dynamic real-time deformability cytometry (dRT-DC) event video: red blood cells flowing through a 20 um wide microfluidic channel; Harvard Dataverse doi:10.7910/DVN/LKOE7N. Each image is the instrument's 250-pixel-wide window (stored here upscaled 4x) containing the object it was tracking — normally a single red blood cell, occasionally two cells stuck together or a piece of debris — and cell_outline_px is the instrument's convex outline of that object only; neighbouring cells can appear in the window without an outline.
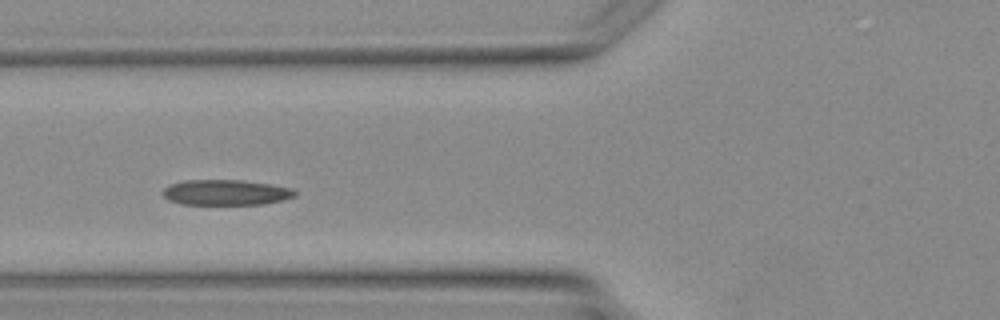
{"species": "Egyptian fruit bat (a non-hibernating species)", "species_latin": "Rousettus aegyptiacus", "temperature_condition": "warm", "stored_images_in_passage": 2, "camera_frame_rate_fps": 3000, "um_per_image_px": 0.085, "animal": {"sex": "female"}, "frame": {"image": 1, "passage_image": 2, "time_ms": 1.0, "image_size_px": [1000, 320], "cell_outline_px": [[296, 196], [284, 200], [264, 204], [180, 204], [168, 200], [160, 192], [168, 184], [184, 180], [244, 180], [292, 188], [296, 192]], "centroid_in_image_um": [19.16, 16.35], "position_along_channel_um": 106.6, "area_um2": 19.77}}